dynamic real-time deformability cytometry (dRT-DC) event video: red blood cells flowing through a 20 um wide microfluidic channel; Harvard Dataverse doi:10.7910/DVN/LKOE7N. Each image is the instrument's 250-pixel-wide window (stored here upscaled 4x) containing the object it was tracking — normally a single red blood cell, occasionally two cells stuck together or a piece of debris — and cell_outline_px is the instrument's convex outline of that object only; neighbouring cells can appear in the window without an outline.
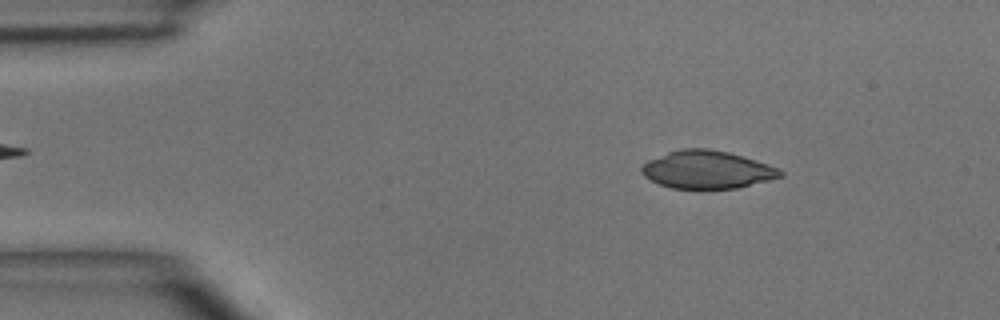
{"species": "common noctule bat (a hibernating species)", "species_latin": "Nyctalus noctula", "temperature_condition": "room temperature", "stored_images_in_passage": 3, "camera_frame_rate_fps": 3000, "um_per_image_px": 0.085, "animal": {"sex": "male", "body_mass_g": 15.6}, "frame": {"image": 1, "passage_image": 1, "time_ms": 0.0, "image_size_px": [1000, 320], "cell_outline_px": [[784, 176], [736, 188], [696, 192], [672, 188], [660, 184], [644, 176], [640, 172], [640, 168], [648, 160], [668, 152], [680, 148], [708, 148], [728, 152], [744, 156], [780, 168], [784, 172]], "centroid_in_image_um": [60.1, 14.45], "position_along_channel_um": 24.9, "area_um2": 31.44}}